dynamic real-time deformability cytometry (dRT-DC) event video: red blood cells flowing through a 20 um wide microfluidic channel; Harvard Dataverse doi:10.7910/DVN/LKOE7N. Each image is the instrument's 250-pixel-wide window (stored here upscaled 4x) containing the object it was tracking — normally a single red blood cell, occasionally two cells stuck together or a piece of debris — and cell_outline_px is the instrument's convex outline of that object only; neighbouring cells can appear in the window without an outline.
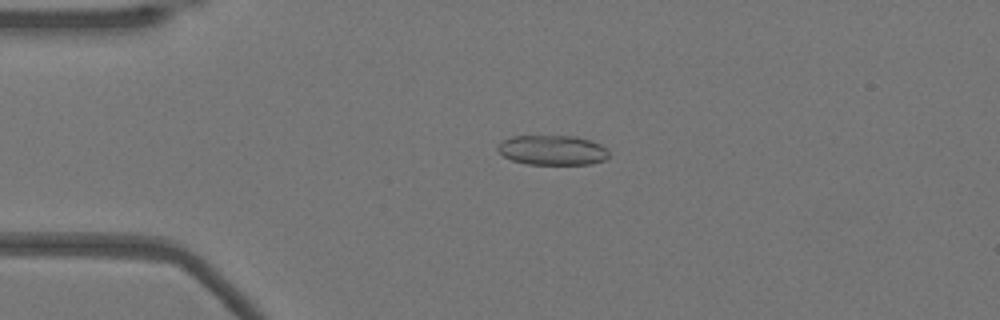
{"species": "Egyptian fruit bat (a non-hibernating species)", "species_latin": "Rousettus aegyptiacus", "temperature_condition": "warm", "stored_images_in_passage": 52, "camera_frame_rate_fps": 3000, "um_per_image_px": 0.085, "animal": {"sex": "female"}, "frame": {"image": 1, "passage_image": 12, "time_ms": 3.667, "image_size_px": [1000, 320], "cell_outline_px": [[608, 156], [604, 160], [592, 164], [528, 164], [512, 160], [504, 156], [496, 148], [500, 140], [512, 136], [576, 136], [600, 144], [608, 148]], "centroid_in_image_um": [46.94, 12.76], "position_along_channel_um": 38.1, "area_um2": 19.36}}
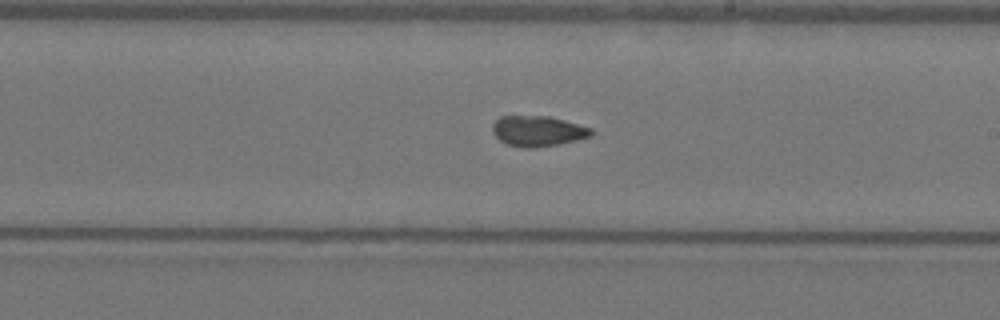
{"frame": {"image": 2, "passage_image": 30, "time_ms": 9.667, "image_size_px": [1000, 320], "cell_outline_px": [[592, 136], [560, 144], [532, 148], [520, 148], [508, 144], [500, 140], [492, 132], [492, 124], [500, 116], [548, 116], [564, 120], [592, 128]], "centroid_in_image_um": [45.7, 11.14], "position_along_channel_um": 243.3, "area_um2": 17.57}}
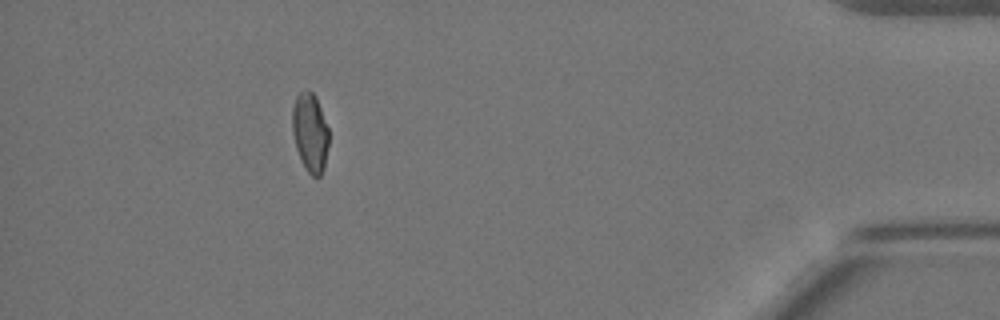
{"frame": {"image": 3, "passage_image": 47, "time_ms": 15.333, "image_size_px": [1000, 320], "cell_outline_px": [[328, 144], [324, 168], [320, 176], [316, 180], [304, 168], [296, 148], [292, 132], [292, 108], [296, 96], [304, 88], [308, 88], [316, 96], [328, 128]], "centroid_in_image_um": [26.35, 11.25], "position_along_channel_um": 408.9, "area_um2": 17.05}, "authors_computed_cell_mechanics": {"area_um2": 17.5712, "velocity_mm_per_s": 3.9274, "shape_relaxation_time_tau1_ms": null, "shape_relaxation_time_tau2_ms": 1.9879, "deformation_change_tau1": null, "deformation_change_tau2": 0.0784}}